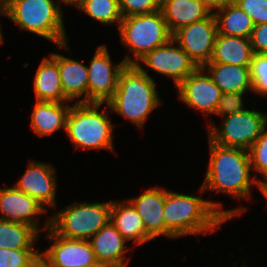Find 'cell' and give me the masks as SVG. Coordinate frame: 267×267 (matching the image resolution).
<instances>
[{"label":"cell","instance_id":"obj_35","mask_svg":"<svg viewBox=\"0 0 267 267\" xmlns=\"http://www.w3.org/2000/svg\"><path fill=\"white\" fill-rule=\"evenodd\" d=\"M252 91L258 95L267 96V75H250Z\"/></svg>","mask_w":267,"mask_h":267},{"label":"cell","instance_id":"obj_12","mask_svg":"<svg viewBox=\"0 0 267 267\" xmlns=\"http://www.w3.org/2000/svg\"><path fill=\"white\" fill-rule=\"evenodd\" d=\"M139 62L162 76L171 77L176 87L198 68L173 39L147 53Z\"/></svg>","mask_w":267,"mask_h":267},{"label":"cell","instance_id":"obj_4","mask_svg":"<svg viewBox=\"0 0 267 267\" xmlns=\"http://www.w3.org/2000/svg\"><path fill=\"white\" fill-rule=\"evenodd\" d=\"M60 2L62 0H10L0 7V14L11 19L19 29L37 34L69 51Z\"/></svg>","mask_w":267,"mask_h":267},{"label":"cell","instance_id":"obj_33","mask_svg":"<svg viewBox=\"0 0 267 267\" xmlns=\"http://www.w3.org/2000/svg\"><path fill=\"white\" fill-rule=\"evenodd\" d=\"M249 39L253 53L267 54V23L255 25Z\"/></svg>","mask_w":267,"mask_h":267},{"label":"cell","instance_id":"obj_1","mask_svg":"<svg viewBox=\"0 0 267 267\" xmlns=\"http://www.w3.org/2000/svg\"><path fill=\"white\" fill-rule=\"evenodd\" d=\"M222 203L201 197L185 195L166 189L164 204L165 236L179 238L184 235L212 233L215 229L243 213L247 208L223 210Z\"/></svg>","mask_w":267,"mask_h":267},{"label":"cell","instance_id":"obj_13","mask_svg":"<svg viewBox=\"0 0 267 267\" xmlns=\"http://www.w3.org/2000/svg\"><path fill=\"white\" fill-rule=\"evenodd\" d=\"M176 88L183 103L203 114H214L223 94L202 67H198Z\"/></svg>","mask_w":267,"mask_h":267},{"label":"cell","instance_id":"obj_11","mask_svg":"<svg viewBox=\"0 0 267 267\" xmlns=\"http://www.w3.org/2000/svg\"><path fill=\"white\" fill-rule=\"evenodd\" d=\"M126 63L122 60L112 65L109 51L105 45L97 48L88 71V103L107 104L116 91L118 78Z\"/></svg>","mask_w":267,"mask_h":267},{"label":"cell","instance_id":"obj_22","mask_svg":"<svg viewBox=\"0 0 267 267\" xmlns=\"http://www.w3.org/2000/svg\"><path fill=\"white\" fill-rule=\"evenodd\" d=\"M250 66L209 62L202 68L223 93L252 91Z\"/></svg>","mask_w":267,"mask_h":267},{"label":"cell","instance_id":"obj_10","mask_svg":"<svg viewBox=\"0 0 267 267\" xmlns=\"http://www.w3.org/2000/svg\"><path fill=\"white\" fill-rule=\"evenodd\" d=\"M217 24L213 13L206 19L186 25L175 31L172 39L197 65L203 67L212 58Z\"/></svg>","mask_w":267,"mask_h":267},{"label":"cell","instance_id":"obj_26","mask_svg":"<svg viewBox=\"0 0 267 267\" xmlns=\"http://www.w3.org/2000/svg\"><path fill=\"white\" fill-rule=\"evenodd\" d=\"M39 232L29 224L0 218V248L33 249Z\"/></svg>","mask_w":267,"mask_h":267},{"label":"cell","instance_id":"obj_20","mask_svg":"<svg viewBox=\"0 0 267 267\" xmlns=\"http://www.w3.org/2000/svg\"><path fill=\"white\" fill-rule=\"evenodd\" d=\"M110 222L116 227L124 239L135 245L143 244L153 238L145 231L141 216L127 200L112 202Z\"/></svg>","mask_w":267,"mask_h":267},{"label":"cell","instance_id":"obj_5","mask_svg":"<svg viewBox=\"0 0 267 267\" xmlns=\"http://www.w3.org/2000/svg\"><path fill=\"white\" fill-rule=\"evenodd\" d=\"M102 103L75 102L71 105L66 120V133L75 149H107L113 150L112 133L114 125L108 118Z\"/></svg>","mask_w":267,"mask_h":267},{"label":"cell","instance_id":"obj_14","mask_svg":"<svg viewBox=\"0 0 267 267\" xmlns=\"http://www.w3.org/2000/svg\"><path fill=\"white\" fill-rule=\"evenodd\" d=\"M24 175L15 183V187L34 198L42 206H56V176L51 163L29 161Z\"/></svg>","mask_w":267,"mask_h":267},{"label":"cell","instance_id":"obj_41","mask_svg":"<svg viewBox=\"0 0 267 267\" xmlns=\"http://www.w3.org/2000/svg\"><path fill=\"white\" fill-rule=\"evenodd\" d=\"M259 186H267V179L264 182L260 183Z\"/></svg>","mask_w":267,"mask_h":267},{"label":"cell","instance_id":"obj_19","mask_svg":"<svg viewBox=\"0 0 267 267\" xmlns=\"http://www.w3.org/2000/svg\"><path fill=\"white\" fill-rule=\"evenodd\" d=\"M160 11L170 32L208 18L212 13L198 0H161Z\"/></svg>","mask_w":267,"mask_h":267},{"label":"cell","instance_id":"obj_30","mask_svg":"<svg viewBox=\"0 0 267 267\" xmlns=\"http://www.w3.org/2000/svg\"><path fill=\"white\" fill-rule=\"evenodd\" d=\"M160 4L161 0H119L123 18L158 11Z\"/></svg>","mask_w":267,"mask_h":267},{"label":"cell","instance_id":"obj_6","mask_svg":"<svg viewBox=\"0 0 267 267\" xmlns=\"http://www.w3.org/2000/svg\"><path fill=\"white\" fill-rule=\"evenodd\" d=\"M118 30L120 40L135 57L126 56V64H137L147 53L168 43L173 35L160 10L124 17Z\"/></svg>","mask_w":267,"mask_h":267},{"label":"cell","instance_id":"obj_9","mask_svg":"<svg viewBox=\"0 0 267 267\" xmlns=\"http://www.w3.org/2000/svg\"><path fill=\"white\" fill-rule=\"evenodd\" d=\"M46 238L51 247L40 253V267H102L96 261L88 240L68 239L59 236L46 220Z\"/></svg>","mask_w":267,"mask_h":267},{"label":"cell","instance_id":"obj_36","mask_svg":"<svg viewBox=\"0 0 267 267\" xmlns=\"http://www.w3.org/2000/svg\"><path fill=\"white\" fill-rule=\"evenodd\" d=\"M200 1L211 13H214V9L217 11L222 8L226 3L233 0H198Z\"/></svg>","mask_w":267,"mask_h":267},{"label":"cell","instance_id":"obj_7","mask_svg":"<svg viewBox=\"0 0 267 267\" xmlns=\"http://www.w3.org/2000/svg\"><path fill=\"white\" fill-rule=\"evenodd\" d=\"M112 201L72 203L50 217V227L68 239L89 240L110 222Z\"/></svg>","mask_w":267,"mask_h":267},{"label":"cell","instance_id":"obj_40","mask_svg":"<svg viewBox=\"0 0 267 267\" xmlns=\"http://www.w3.org/2000/svg\"><path fill=\"white\" fill-rule=\"evenodd\" d=\"M2 42H3V35H2L1 28H0V44H2Z\"/></svg>","mask_w":267,"mask_h":267},{"label":"cell","instance_id":"obj_27","mask_svg":"<svg viewBox=\"0 0 267 267\" xmlns=\"http://www.w3.org/2000/svg\"><path fill=\"white\" fill-rule=\"evenodd\" d=\"M77 8L104 25L118 24L123 19L119 0H84Z\"/></svg>","mask_w":267,"mask_h":267},{"label":"cell","instance_id":"obj_25","mask_svg":"<svg viewBox=\"0 0 267 267\" xmlns=\"http://www.w3.org/2000/svg\"><path fill=\"white\" fill-rule=\"evenodd\" d=\"M217 34L250 38L254 23L233 1L213 13Z\"/></svg>","mask_w":267,"mask_h":267},{"label":"cell","instance_id":"obj_3","mask_svg":"<svg viewBox=\"0 0 267 267\" xmlns=\"http://www.w3.org/2000/svg\"><path fill=\"white\" fill-rule=\"evenodd\" d=\"M155 85L154 79L139 62L126 64L119 74L114 96L106 107L142 128L149 114L161 106Z\"/></svg>","mask_w":267,"mask_h":267},{"label":"cell","instance_id":"obj_31","mask_svg":"<svg viewBox=\"0 0 267 267\" xmlns=\"http://www.w3.org/2000/svg\"><path fill=\"white\" fill-rule=\"evenodd\" d=\"M253 21L254 25L267 23V0H233Z\"/></svg>","mask_w":267,"mask_h":267},{"label":"cell","instance_id":"obj_23","mask_svg":"<svg viewBox=\"0 0 267 267\" xmlns=\"http://www.w3.org/2000/svg\"><path fill=\"white\" fill-rule=\"evenodd\" d=\"M58 68L64 95L75 102L88 103V71L87 66L75 59L58 54ZM84 96L82 99L79 97Z\"/></svg>","mask_w":267,"mask_h":267},{"label":"cell","instance_id":"obj_29","mask_svg":"<svg viewBox=\"0 0 267 267\" xmlns=\"http://www.w3.org/2000/svg\"><path fill=\"white\" fill-rule=\"evenodd\" d=\"M251 169L263 175L264 182L267 179V125L263 128L260 136L248 149Z\"/></svg>","mask_w":267,"mask_h":267},{"label":"cell","instance_id":"obj_28","mask_svg":"<svg viewBox=\"0 0 267 267\" xmlns=\"http://www.w3.org/2000/svg\"><path fill=\"white\" fill-rule=\"evenodd\" d=\"M33 249L0 248V267H40V252Z\"/></svg>","mask_w":267,"mask_h":267},{"label":"cell","instance_id":"obj_37","mask_svg":"<svg viewBox=\"0 0 267 267\" xmlns=\"http://www.w3.org/2000/svg\"><path fill=\"white\" fill-rule=\"evenodd\" d=\"M84 0H62V2L64 3V4H72L73 6H78V5H80L82 2H83Z\"/></svg>","mask_w":267,"mask_h":267},{"label":"cell","instance_id":"obj_32","mask_svg":"<svg viewBox=\"0 0 267 267\" xmlns=\"http://www.w3.org/2000/svg\"><path fill=\"white\" fill-rule=\"evenodd\" d=\"M245 92H228L223 93L220 98L215 115L226 116L237 112H242L246 109L243 108V95Z\"/></svg>","mask_w":267,"mask_h":267},{"label":"cell","instance_id":"obj_34","mask_svg":"<svg viewBox=\"0 0 267 267\" xmlns=\"http://www.w3.org/2000/svg\"><path fill=\"white\" fill-rule=\"evenodd\" d=\"M249 68L250 75H267V54L254 53Z\"/></svg>","mask_w":267,"mask_h":267},{"label":"cell","instance_id":"obj_38","mask_svg":"<svg viewBox=\"0 0 267 267\" xmlns=\"http://www.w3.org/2000/svg\"><path fill=\"white\" fill-rule=\"evenodd\" d=\"M258 188L260 189V191L263 193V195L267 200V186H259Z\"/></svg>","mask_w":267,"mask_h":267},{"label":"cell","instance_id":"obj_21","mask_svg":"<svg viewBox=\"0 0 267 267\" xmlns=\"http://www.w3.org/2000/svg\"><path fill=\"white\" fill-rule=\"evenodd\" d=\"M67 102L36 101L31 114V127L36 135L43 137L55 131L66 130V120L71 106Z\"/></svg>","mask_w":267,"mask_h":267},{"label":"cell","instance_id":"obj_17","mask_svg":"<svg viewBox=\"0 0 267 267\" xmlns=\"http://www.w3.org/2000/svg\"><path fill=\"white\" fill-rule=\"evenodd\" d=\"M166 189L158 186L145 190L136 198L128 199L141 216L145 231L154 239L165 236L164 204Z\"/></svg>","mask_w":267,"mask_h":267},{"label":"cell","instance_id":"obj_18","mask_svg":"<svg viewBox=\"0 0 267 267\" xmlns=\"http://www.w3.org/2000/svg\"><path fill=\"white\" fill-rule=\"evenodd\" d=\"M33 88L36 101H70L62 90L57 53H51L50 58H43L35 73Z\"/></svg>","mask_w":267,"mask_h":267},{"label":"cell","instance_id":"obj_16","mask_svg":"<svg viewBox=\"0 0 267 267\" xmlns=\"http://www.w3.org/2000/svg\"><path fill=\"white\" fill-rule=\"evenodd\" d=\"M96 261L102 267H128L125 260L127 242L116 227L109 222L99 229L89 240Z\"/></svg>","mask_w":267,"mask_h":267},{"label":"cell","instance_id":"obj_2","mask_svg":"<svg viewBox=\"0 0 267 267\" xmlns=\"http://www.w3.org/2000/svg\"><path fill=\"white\" fill-rule=\"evenodd\" d=\"M209 146V165L199 191H219L236 199H250L251 183L259 187L262 180L250 177L251 164L248 150L221 146L210 139Z\"/></svg>","mask_w":267,"mask_h":267},{"label":"cell","instance_id":"obj_39","mask_svg":"<svg viewBox=\"0 0 267 267\" xmlns=\"http://www.w3.org/2000/svg\"><path fill=\"white\" fill-rule=\"evenodd\" d=\"M10 0H0V7H4Z\"/></svg>","mask_w":267,"mask_h":267},{"label":"cell","instance_id":"obj_15","mask_svg":"<svg viewBox=\"0 0 267 267\" xmlns=\"http://www.w3.org/2000/svg\"><path fill=\"white\" fill-rule=\"evenodd\" d=\"M31 196L17 189L15 186L0 188V218L11 222L29 224L39 233L36 216L48 210ZM38 227V228H37Z\"/></svg>","mask_w":267,"mask_h":267},{"label":"cell","instance_id":"obj_8","mask_svg":"<svg viewBox=\"0 0 267 267\" xmlns=\"http://www.w3.org/2000/svg\"><path fill=\"white\" fill-rule=\"evenodd\" d=\"M244 110L224 116L221 128L209 125V139L221 146L248 150L267 125V113Z\"/></svg>","mask_w":267,"mask_h":267},{"label":"cell","instance_id":"obj_24","mask_svg":"<svg viewBox=\"0 0 267 267\" xmlns=\"http://www.w3.org/2000/svg\"><path fill=\"white\" fill-rule=\"evenodd\" d=\"M253 54L249 38L217 34L209 62L250 66Z\"/></svg>","mask_w":267,"mask_h":267}]
</instances>
